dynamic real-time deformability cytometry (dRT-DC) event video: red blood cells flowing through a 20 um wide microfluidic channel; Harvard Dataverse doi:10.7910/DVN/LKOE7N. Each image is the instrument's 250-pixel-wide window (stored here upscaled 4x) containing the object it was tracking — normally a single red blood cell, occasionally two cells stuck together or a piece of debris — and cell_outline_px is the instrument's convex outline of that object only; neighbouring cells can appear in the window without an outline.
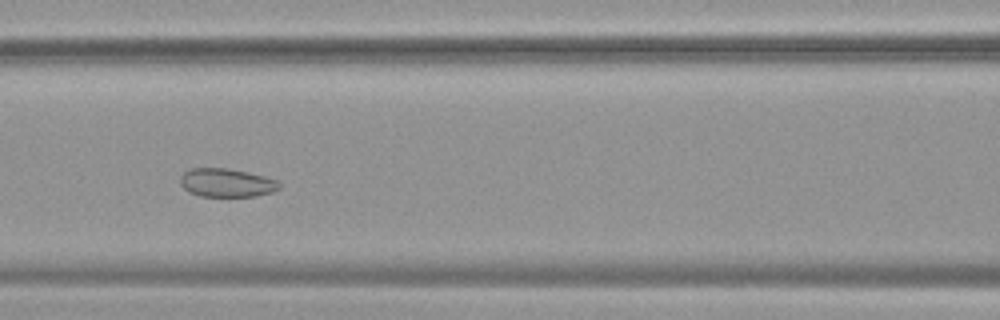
{"species": "common noctule bat (a hibernating species)", "species_latin": "Nyctalus noctula", "temperature_condition": "warm", "stored_images_in_passage": 50, "camera_frame_rate_fps": 3000, "um_per_image_px": 0.085, "animal": {"sex": "female", "body_mass_g": 19.9}, "frame": {"image": 1, "passage_image": 21, "time_ms": 6.667, "image_size_px": [1000, 320], "cell_outline_px": [[280, 188], [272, 192], [256, 196], [200, 196], [188, 192], [180, 184], [180, 176], [184, 172], [192, 168], [228, 168], [248, 172], [264, 176], [276, 180], [280, 184]], "centroid_in_image_um": [19.24, 15.53], "position_along_channel_um": 147.4, "area_um2": 16.47}}
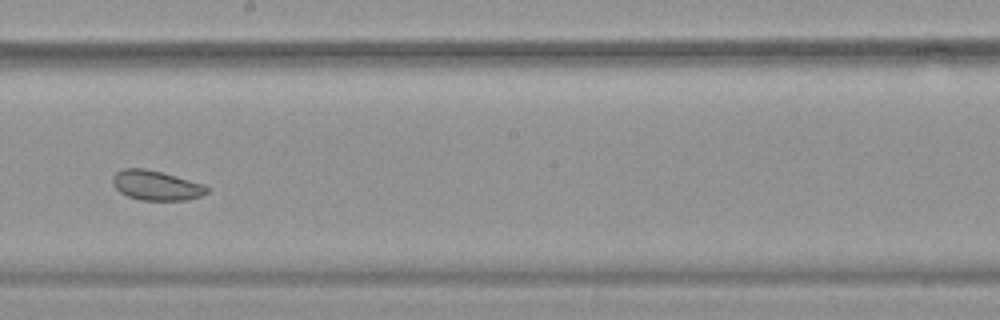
{"frame": {"image": 2, "passage_image": 28, "time_ms": 9.0, "image_size_px": [1000, 320], "cell_outline_px": [[208, 192], [200, 196], [188, 200], [140, 200], [128, 196], [120, 192], [112, 184], [112, 176], [116, 172], [124, 168], [144, 168], [160, 172], [204, 184], [208, 188]], "centroid_in_image_um": [13.25, 15.76], "position_along_channel_um": 235.0, "area_um2": 16.24}}
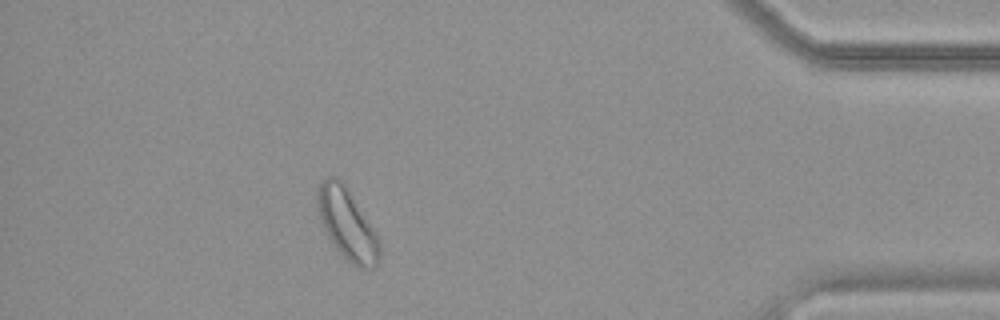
{"frame": {"image": 3, "passage_image": 45, "time_ms": 14.667, "image_size_px": [1000, 320], "cell_outline_px": [[380, 260], [372, 268], [360, 268], [352, 264], [332, 244], [324, 228], [316, 204], [316, 188], [328, 176], [336, 176], [344, 184], [376, 236], [380, 248]], "centroid_in_image_um": [29.46, 19.05], "position_along_channel_um": 405.7, "area_um2": 24.8}, "authors_computed_cell_mechanics": {"area_um2": 21.3282, "velocity_mm_per_s": 3.7783, "shape_relaxation_time_tau1_ms": null, "shape_relaxation_time_tau2_ms": 2.4222, "deformation_change_tau1": null, "deformation_change_tau2": 0.0627}}